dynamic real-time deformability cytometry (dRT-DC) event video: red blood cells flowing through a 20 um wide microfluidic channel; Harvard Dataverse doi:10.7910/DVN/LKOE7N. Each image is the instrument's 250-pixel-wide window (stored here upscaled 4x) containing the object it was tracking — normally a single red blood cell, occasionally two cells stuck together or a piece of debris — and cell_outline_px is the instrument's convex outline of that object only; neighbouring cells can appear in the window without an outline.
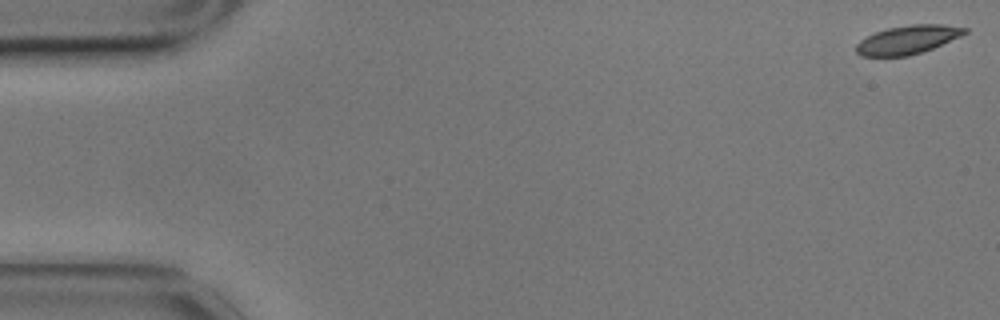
{"species": "common noctule bat (a hibernating species)", "species_latin": "Nyctalus noctula", "temperature_condition": "cold", "stored_images_in_passage": 57, "camera_frame_rate_fps": 3000, "um_per_image_px": 0.085, "animal": {"sex": "male", "body_mass_g": 17.9}, "frame": {"image": 1, "passage_image": 1, "time_ms": 0.0, "image_size_px": [1000, 320], "cell_outline_px": [[968, 32], [960, 36], [932, 48], [908, 56], [860, 56], [856, 52], [856, 44], [860, 40], [876, 32], [888, 28], [912, 24], [944, 24], [968, 28]], "centroid_in_image_um": [77.15, 3.37], "position_along_channel_um": 7.9, "area_um2": 17.92}}
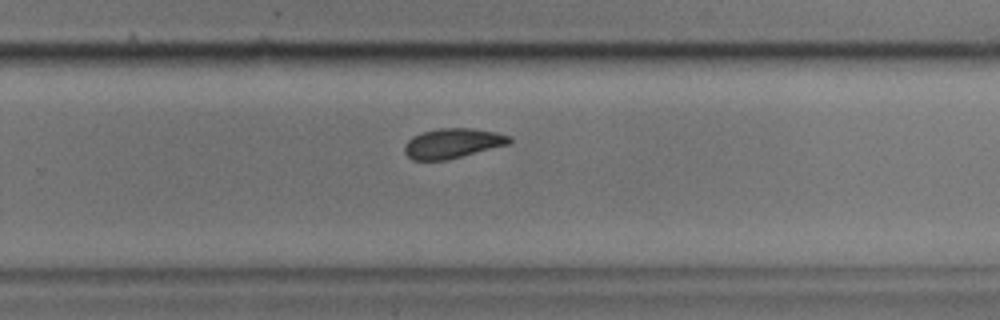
{"frame": {"image": 2, "passage_image": 37, "time_ms": 12.0, "image_size_px": [1000, 320], "cell_outline_px": [[512, 140], [508, 144], [448, 160], [412, 160], [404, 152], [404, 144], [412, 136], [420, 132], [440, 128], [472, 128], [496, 132], [512, 136]], "centroid_in_image_um": [38.45, 12.17], "position_along_channel_um": 291.3, "area_um2": 18.38}}
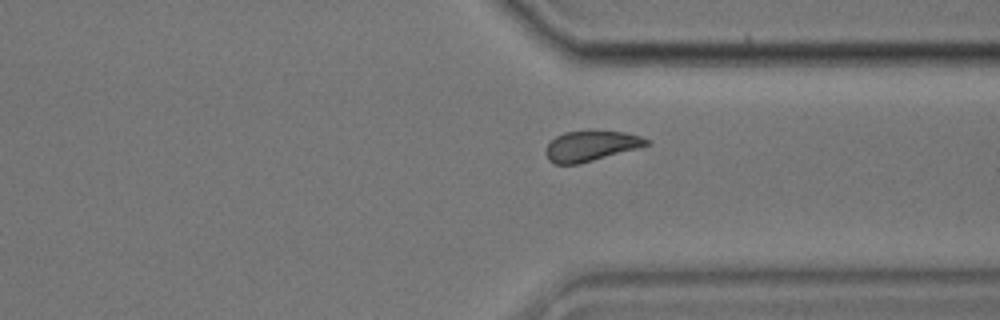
{"frame": {"image": 3, "passage_image": 43, "time_ms": 14.0, "image_size_px": [1000, 320], "cell_outline_px": [[652, 144], [640, 148], [580, 164], [556, 164], [548, 160], [544, 152], [548, 144], [556, 136], [564, 132], [588, 128], [624, 132], [640, 136], [648, 140]], "centroid_in_image_um": [50.24, 12.37], "position_along_channel_um": 361.2, "area_um2": 18.55}}